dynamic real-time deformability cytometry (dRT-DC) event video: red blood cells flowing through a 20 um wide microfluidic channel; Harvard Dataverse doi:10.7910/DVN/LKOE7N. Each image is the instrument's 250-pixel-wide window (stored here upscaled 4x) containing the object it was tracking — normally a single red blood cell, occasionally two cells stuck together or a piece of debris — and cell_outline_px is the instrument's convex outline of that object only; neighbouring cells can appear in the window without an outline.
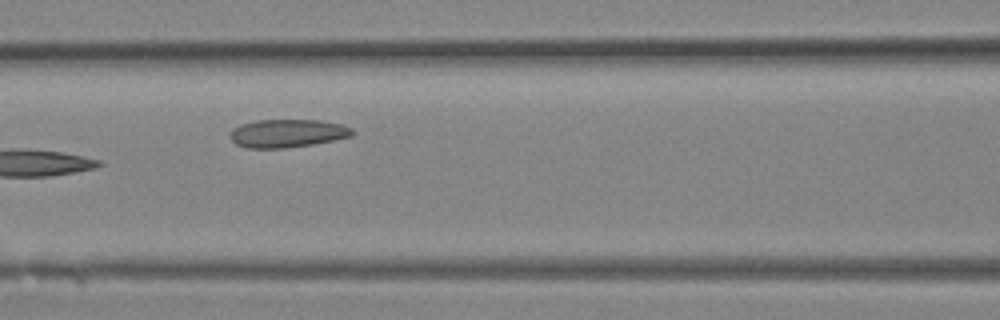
{"species": "Egyptian fruit bat (a non-hibernating species)", "species_latin": "Rousettus aegyptiacus", "temperature_condition": "room temperature", "stored_images_in_passage": 29, "camera_frame_rate_fps": 3000, "um_per_image_px": 0.085, "animal": {"sex": "female"}, "frame": {"image": 1, "passage_image": 13, "time_ms": 4.0, "image_size_px": [1000, 320], "cell_outline_px": [[356, 132], [352, 136], [312, 144], [284, 148], [244, 148], [236, 144], [228, 136], [232, 128], [240, 124], [256, 120], [320, 120], [340, 124], [352, 128]], "centroid_in_image_um": [24.39, 11.33], "position_along_channel_um": 142.2, "area_um2": 20.17}}